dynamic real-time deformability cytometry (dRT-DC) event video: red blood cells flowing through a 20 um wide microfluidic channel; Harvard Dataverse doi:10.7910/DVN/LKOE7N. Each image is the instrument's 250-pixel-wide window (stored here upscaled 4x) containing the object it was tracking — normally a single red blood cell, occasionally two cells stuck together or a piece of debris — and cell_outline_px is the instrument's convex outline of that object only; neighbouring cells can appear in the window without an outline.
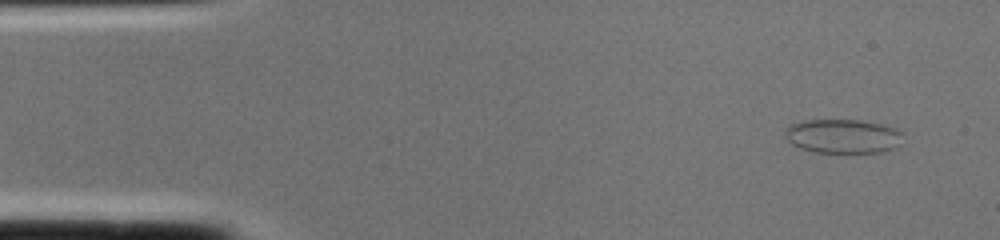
{"species": "common noctule bat (a hibernating species)", "species_latin": "Nyctalus noctula", "temperature_condition": "cold", "stored_images_in_passage": 3, "camera_frame_rate_fps": 3000, "um_per_image_px": 0.085, "animal": {"sex": "female", "body_mass_g": 22.0, "forearm_length_mm": 56.7}, "frame": {"image": 1, "passage_image": 3, "time_ms": 0.667, "image_size_px": [1000, 240], "cell_outline_px": [[900, 144], [896, 148], [880, 152], [812, 152], [800, 148], [792, 144], [784, 136], [784, 132], [788, 124], [804, 120], [860, 120], [880, 124], [892, 128], [900, 132]], "centroid_in_image_um": [71.57, 11.57], "position_along_channel_um": 13.4, "area_um2": 23.35}}